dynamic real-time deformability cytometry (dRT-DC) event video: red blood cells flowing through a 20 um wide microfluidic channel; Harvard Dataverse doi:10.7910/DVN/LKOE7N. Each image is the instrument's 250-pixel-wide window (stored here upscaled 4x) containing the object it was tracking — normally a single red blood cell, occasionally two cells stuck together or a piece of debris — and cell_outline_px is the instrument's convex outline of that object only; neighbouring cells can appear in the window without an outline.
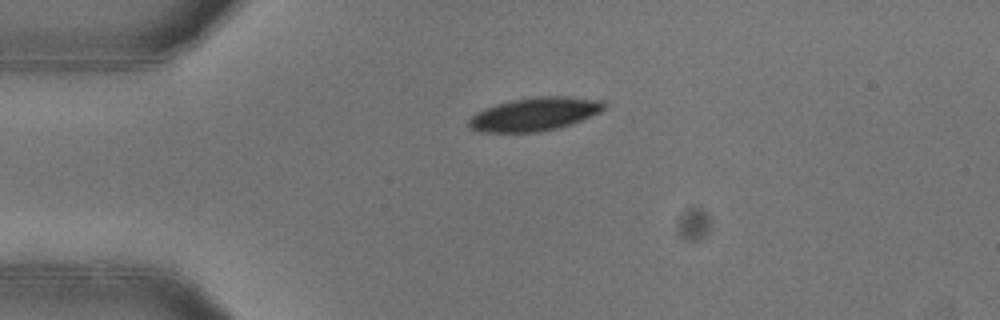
{"species": "common noctule bat (a hibernating species)", "species_latin": "Nyctalus noctula", "temperature_condition": "warm", "stored_images_in_passage": 14, "camera_frame_rate_fps": 3000, "um_per_image_px": 0.085, "animal": {"sex": "female"}, "frame": {"image": 1, "passage_image": 1, "time_ms": 0.0, "image_size_px": [1000, 320], "cell_outline_px": [[604, 108], [600, 112], [572, 124], [556, 128], [536, 132], [480, 132], [472, 128], [468, 124], [468, 120], [476, 112], [484, 108], [496, 104], [512, 100], [536, 96], [572, 96], [604, 100]], "centroid_in_image_um": [45.45, 9.69], "position_along_channel_um": 39.5, "area_um2": 26.3}}